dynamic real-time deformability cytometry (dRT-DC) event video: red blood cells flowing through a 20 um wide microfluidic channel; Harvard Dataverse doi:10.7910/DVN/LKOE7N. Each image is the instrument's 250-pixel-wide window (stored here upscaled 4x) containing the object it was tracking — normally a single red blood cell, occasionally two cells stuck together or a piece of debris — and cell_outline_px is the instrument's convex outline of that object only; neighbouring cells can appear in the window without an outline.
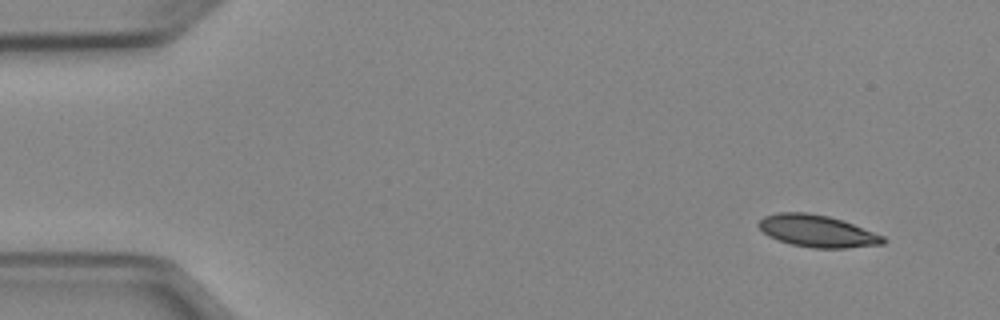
{"species": "Egyptian fruit bat (a non-hibernating species)", "species_latin": "Rousettus aegyptiacus", "temperature_condition": "cold", "stored_images_in_passage": 48, "camera_frame_rate_fps": 3000, "um_per_image_px": 0.085, "animal": {"sex": "female"}, "frame": {"image": 1, "passage_image": 1, "time_ms": 0.0, "image_size_px": [1000, 320], "cell_outline_px": [[888, 240], [884, 244], [844, 248], [812, 248], [792, 244], [768, 236], [756, 224], [764, 216], [776, 212], [808, 212], [828, 216], [852, 224], [884, 236]], "centroid_in_image_um": [69.45, 19.64], "position_along_channel_um": 15.5, "area_um2": 23.12}}
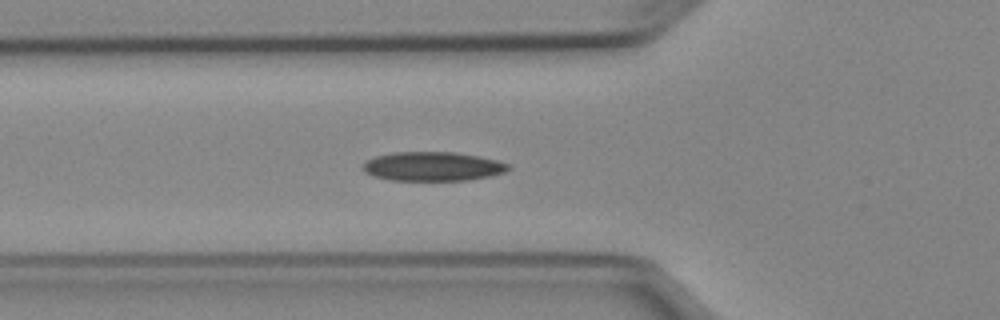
{"frame": {"image": 2, "passage_image": 15, "time_ms": 4.667, "image_size_px": [1000, 320], "cell_outline_px": [[512, 168], [504, 172], [488, 176], [468, 180], [392, 180], [376, 176], [364, 172], [364, 164], [368, 160], [376, 156], [392, 152], [452, 152], [476, 156], [496, 160], [508, 164]], "centroid_in_image_um": [36.79, 14.14], "position_along_channel_um": 89.0, "area_um2": 24.28}}
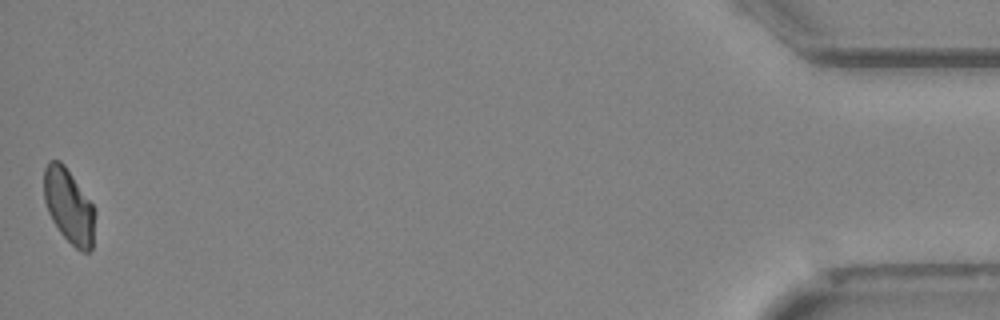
{"frame": {"image": 3, "passage_image": 48, "time_ms": 15.667, "image_size_px": [1000, 320], "cell_outline_px": [[96, 212], [92, 248], [88, 252], [80, 252], [60, 232], [52, 220], [48, 212], [44, 200], [44, 168], [48, 160], [60, 160], [64, 164], [92, 204]], "centroid_in_image_um": [5.85, 17.51], "position_along_channel_um": 429.3, "area_um2": 22.14}, "authors_computed_cell_mechanics": {"area_um2": 23.698, "velocity_mm_per_s": 3.9274, "shape_relaxation_time_tau1_ms": 6.7765, "shape_relaxation_time_tau2_ms": null, "deformation_change_tau1": 0.136, "deformation_change_tau2": null}}